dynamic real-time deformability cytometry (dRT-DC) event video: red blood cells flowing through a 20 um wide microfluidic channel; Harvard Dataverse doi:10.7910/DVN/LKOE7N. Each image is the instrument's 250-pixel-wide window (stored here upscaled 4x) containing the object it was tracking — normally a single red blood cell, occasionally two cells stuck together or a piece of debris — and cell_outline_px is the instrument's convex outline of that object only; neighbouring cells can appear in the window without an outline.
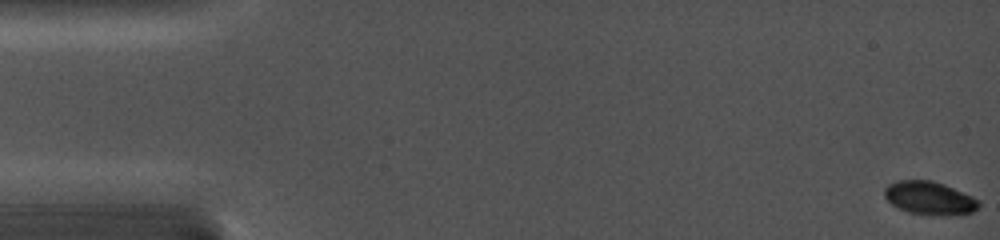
{"species": "common noctule bat (a hibernating species)", "species_latin": "Nyctalus noctula", "temperature_condition": "cold", "stored_images_in_passage": 67, "camera_frame_rate_fps": 5000, "um_per_image_px": 0.085, "animal": {"sex": "female", "body_mass_g": 19.0, "forearm_length_mm": 56.7}, "frame": {"image": 1, "passage_image": 1, "time_ms": 0.0, "image_size_px": [1000, 240], "cell_outline_px": [[980, 204], [972, 212], [960, 216], [936, 216], [908, 212], [892, 204], [884, 196], [884, 188], [888, 184], [900, 180], [932, 180], [944, 184], [972, 196], [980, 200]], "centroid_in_image_um": [79.04, 16.85], "position_along_channel_um": 6.0, "area_um2": 18.5}}
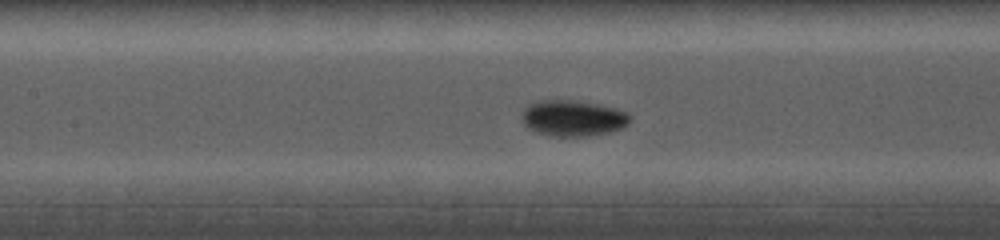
{"frame": {"image": 2, "passage_image": 25, "time_ms": 7.6, "image_size_px": [1000, 240], "cell_outline_px": [[632, 116], [628, 124], [620, 128], [608, 132], [588, 136], [552, 136], [536, 132], [528, 128], [524, 124], [520, 116], [524, 108], [528, 104], [536, 100], [580, 100], [616, 108], [628, 112]], "centroid_in_image_um": [48.68, 10.02], "position_along_channel_um": 158.7, "area_um2": 23.0}}
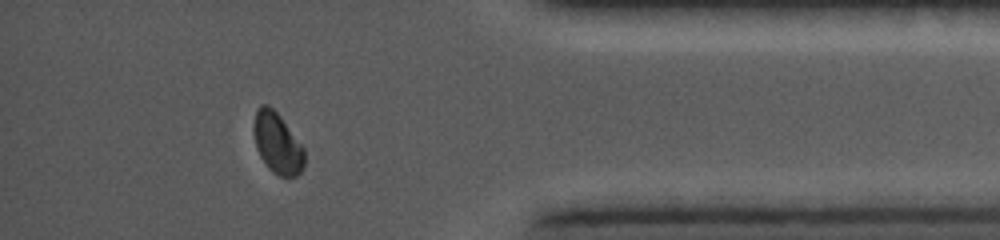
{"frame": {"image": 3, "passage_image": 56, "time_ms": 14.4, "image_size_px": [1000, 240], "cell_outline_px": [[304, 164], [300, 172], [296, 176], [280, 176], [272, 172], [268, 168], [260, 156], [256, 148], [252, 132], [252, 124], [256, 108], [260, 104], [268, 104], [280, 116], [304, 148]], "centroid_in_image_um": [23.52, 12.14], "position_along_channel_um": 411.7, "area_um2": 18.15}}